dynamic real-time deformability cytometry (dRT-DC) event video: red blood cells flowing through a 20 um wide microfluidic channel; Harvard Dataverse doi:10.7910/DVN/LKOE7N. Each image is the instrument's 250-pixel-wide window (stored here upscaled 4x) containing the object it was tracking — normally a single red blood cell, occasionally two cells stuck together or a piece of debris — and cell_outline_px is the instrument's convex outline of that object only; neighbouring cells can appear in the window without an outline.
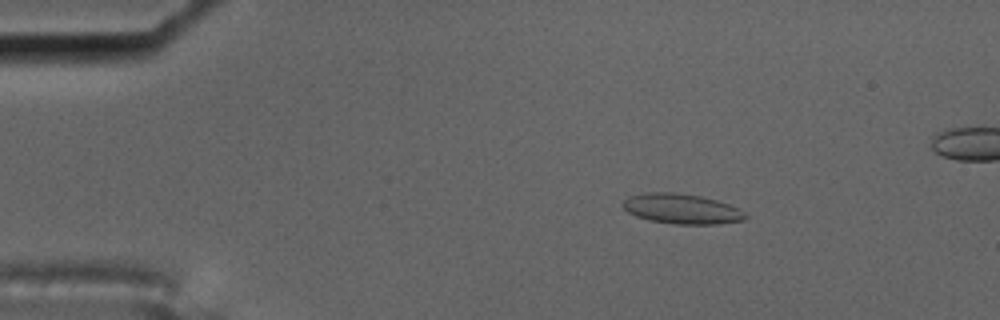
{"species": "common noctule bat (a hibernating species)", "species_latin": "Nyctalus noctula", "temperature_condition": "cold", "stored_images_in_passage": 55, "camera_frame_rate_fps": 3000, "um_per_image_px": 0.085, "animal": {"sex": "male", "body_mass_g": 17.5, "forearm_length_mm": 52.3}, "frame": {"image": 1, "passage_image": 9, "time_ms": 2.667, "image_size_px": [1000, 320], "cell_outline_px": [[748, 216], [744, 220], [716, 224], [676, 224], [648, 220], [636, 216], [628, 212], [620, 204], [628, 196], [644, 192], [676, 192], [700, 196], [716, 200], [728, 204], [744, 212]], "centroid_in_image_um": [57.89, 17.74], "position_along_channel_um": 27.1, "area_um2": 21.5}}